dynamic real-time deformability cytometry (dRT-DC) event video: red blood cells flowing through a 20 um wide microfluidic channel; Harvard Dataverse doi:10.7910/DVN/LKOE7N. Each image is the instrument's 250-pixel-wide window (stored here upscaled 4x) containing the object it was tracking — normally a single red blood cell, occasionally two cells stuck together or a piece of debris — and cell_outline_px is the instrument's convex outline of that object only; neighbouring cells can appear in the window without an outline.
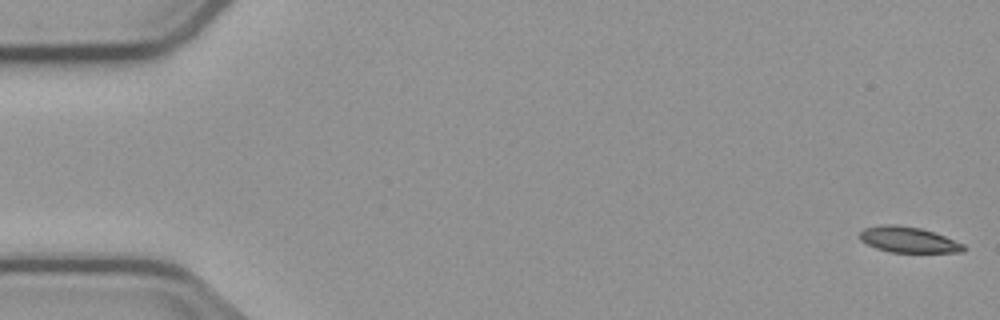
{"species": "common noctule bat (a hibernating species)", "species_latin": "Nyctalus noctula", "temperature_condition": "cold", "stored_images_in_passage": 7, "camera_frame_rate_fps": 3000, "um_per_image_px": 0.085, "animal": {"sex": "male", "body_mass_g": 23.1, "forearm_length_mm": 52.7}, "frame": {"image": 1, "passage_image": 1, "time_ms": 0.0, "image_size_px": [1000, 320], "cell_outline_px": [[968, 248], [964, 252], [892, 252], [876, 248], [860, 240], [860, 232], [864, 228], [880, 224], [896, 224], [920, 228], [944, 236], [964, 244]], "centroid_in_image_um": [77.21, 20.37], "position_along_channel_um": 7.8, "area_um2": 15.55}}
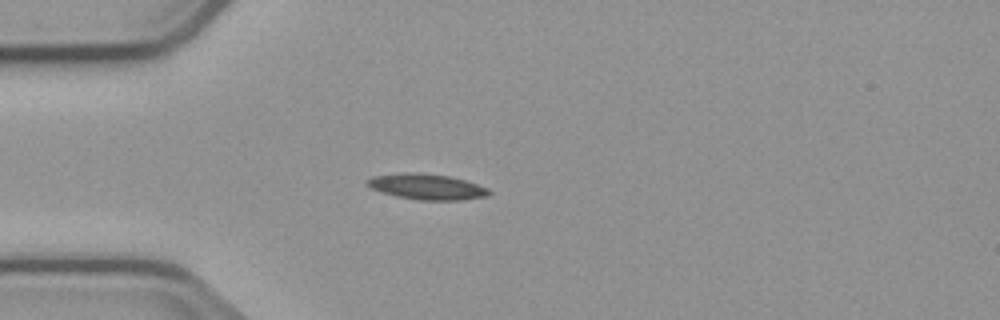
{"frame": {"image": 2, "passage_image": 5, "time_ms": 4.667, "image_size_px": [1000, 320], "cell_outline_px": [[492, 192], [488, 196], [460, 200], [420, 200], [396, 196], [372, 188], [364, 180], [372, 176], [408, 172], [416, 172], [448, 176], [464, 180], [488, 188]], "centroid_in_image_um": [36.29, 15.87], "position_along_channel_um": 48.7, "area_um2": 18.03}}
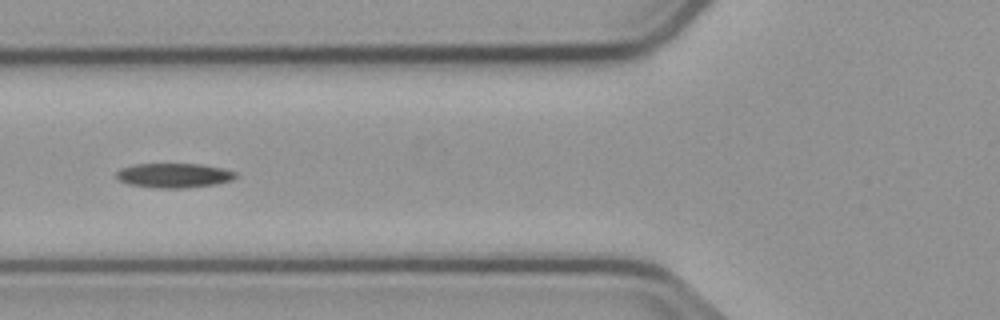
{"frame": {"image": 3, "passage_image": 7, "time_ms": 6.667, "image_size_px": [1000, 320], "cell_outline_px": [[236, 176], [232, 180], [216, 184], [184, 188], [156, 188], [128, 184], [120, 180], [116, 176], [116, 172], [120, 168], [136, 164], [204, 164], [224, 168], [236, 172]], "centroid_in_image_um": [14.8, 14.91], "position_along_channel_um": 111.0, "area_um2": 17.11}}